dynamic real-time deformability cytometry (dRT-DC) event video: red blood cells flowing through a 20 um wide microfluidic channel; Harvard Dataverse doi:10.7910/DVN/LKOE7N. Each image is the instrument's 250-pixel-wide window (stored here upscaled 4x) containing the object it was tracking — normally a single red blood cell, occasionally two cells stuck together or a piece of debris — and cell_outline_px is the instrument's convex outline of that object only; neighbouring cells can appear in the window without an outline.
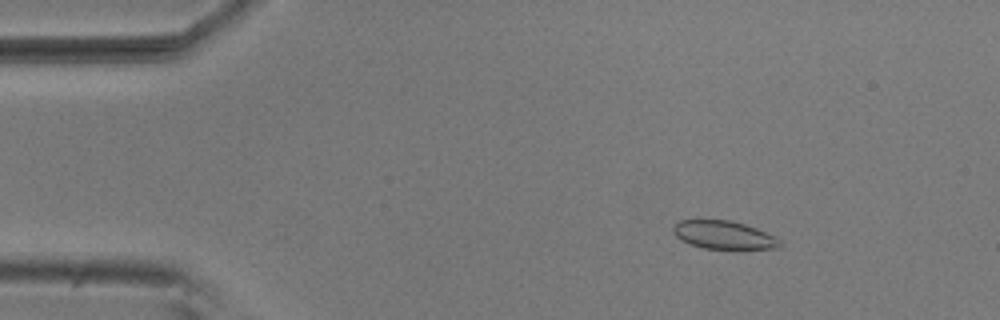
{"species": "common noctule bat (a hibernating species)", "species_latin": "Nyctalus noctula", "temperature_condition": "room temperature", "stored_images_in_passage": 6, "camera_frame_rate_fps": 3000, "um_per_image_px": 0.085, "animal": {"sex": "male", "body_mass_g": 20.5, "forearm_length_mm": 52.5}, "frame": {"image": 1, "passage_image": 3, "time_ms": 0.667, "image_size_px": [1000, 320], "cell_outline_px": [[780, 248], [704, 248], [680, 240], [672, 232], [672, 228], [680, 220], [732, 220], [756, 228], [776, 236], [780, 240]], "centroid_in_image_um": [61.51, 19.96], "position_along_channel_um": 23.5, "area_um2": 17.28}}
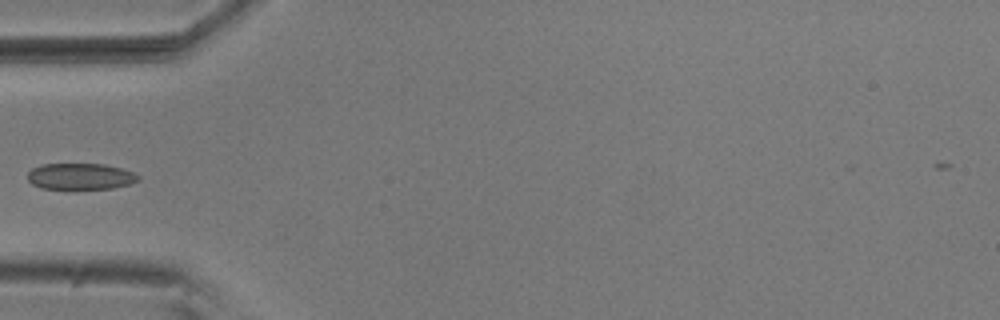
{"frame": {"image": 2, "passage_image": 6, "time_ms": 1.667, "image_size_px": [1000, 320], "cell_outline_px": [[140, 180], [128, 184], [112, 188], [40, 188], [32, 184], [28, 180], [28, 172], [32, 168], [40, 164], [104, 164], [120, 168], [132, 172], [140, 176]], "centroid_in_image_um": [6.81, 14.98], "position_along_channel_um": 78.2, "area_um2": 16.76}}